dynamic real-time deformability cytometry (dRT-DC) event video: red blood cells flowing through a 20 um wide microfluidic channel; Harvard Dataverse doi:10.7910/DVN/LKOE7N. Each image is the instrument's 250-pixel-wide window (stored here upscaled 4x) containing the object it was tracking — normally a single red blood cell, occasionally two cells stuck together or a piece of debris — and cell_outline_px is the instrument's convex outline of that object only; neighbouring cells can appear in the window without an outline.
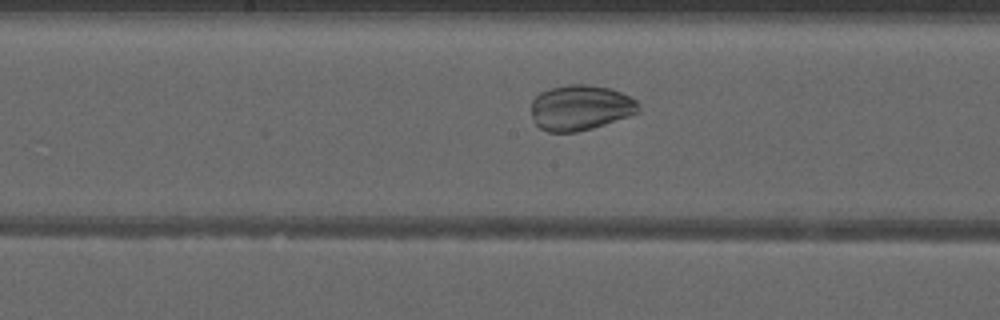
{"species": "common noctule bat (a hibernating species)", "species_latin": "Nyctalus noctula", "temperature_condition": "warm", "stored_images_in_passage": 37, "camera_frame_rate_fps": 3000, "um_per_image_px": 0.085, "animal": {"sex": "male", "forearm_length_mm": 52.5}, "frame": {"image": 1, "passage_image": 13, "time_ms": 4.0, "image_size_px": [1000, 320], "cell_outline_px": [[640, 112], [592, 128], [576, 132], [548, 132], [540, 128], [532, 120], [532, 100], [540, 92], [552, 88], [568, 84], [588, 84], [612, 88], [632, 96], [636, 100], [640, 108]], "centroid_in_image_um": [49.35, 9.14], "position_along_channel_um": 198.9, "area_um2": 28.55}}
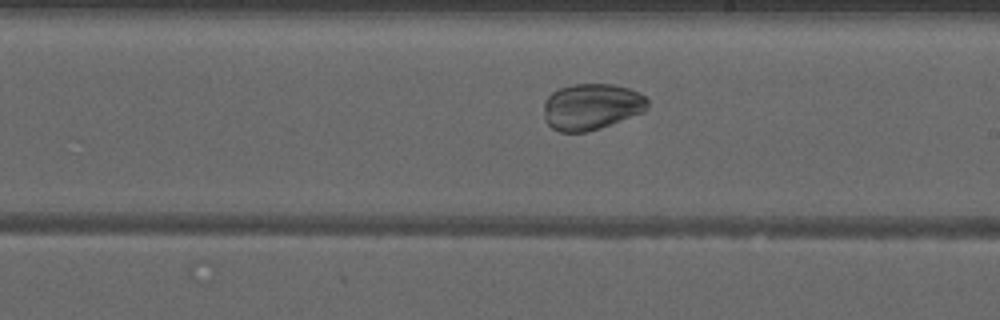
{"frame": {"image": 2, "passage_image": 16, "time_ms": 5.0, "image_size_px": [1000, 320], "cell_outline_px": [[648, 108], [644, 112], [600, 128], [588, 132], [560, 132], [552, 128], [544, 120], [544, 100], [552, 92], [560, 88], [572, 84], [612, 84], [628, 88], [640, 92], [648, 100]], "centroid_in_image_um": [50.27, 9.07], "position_along_channel_um": 238.7, "area_um2": 28.21}}
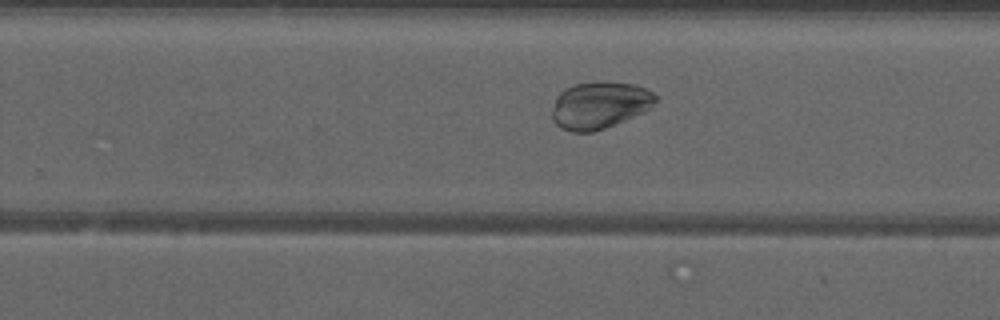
{"frame": {"image": 3, "passage_image": 19, "time_ms": 6.0, "image_size_px": [1000, 320], "cell_outline_px": [[656, 100], [644, 112], [604, 128], [592, 132], [572, 132], [560, 128], [556, 124], [552, 116], [552, 108], [556, 96], [564, 88], [576, 84], [632, 84], [644, 88], [652, 92], [656, 96]], "centroid_in_image_um": [50.91, 8.98], "position_along_channel_um": 278.9, "area_um2": 27.51}}